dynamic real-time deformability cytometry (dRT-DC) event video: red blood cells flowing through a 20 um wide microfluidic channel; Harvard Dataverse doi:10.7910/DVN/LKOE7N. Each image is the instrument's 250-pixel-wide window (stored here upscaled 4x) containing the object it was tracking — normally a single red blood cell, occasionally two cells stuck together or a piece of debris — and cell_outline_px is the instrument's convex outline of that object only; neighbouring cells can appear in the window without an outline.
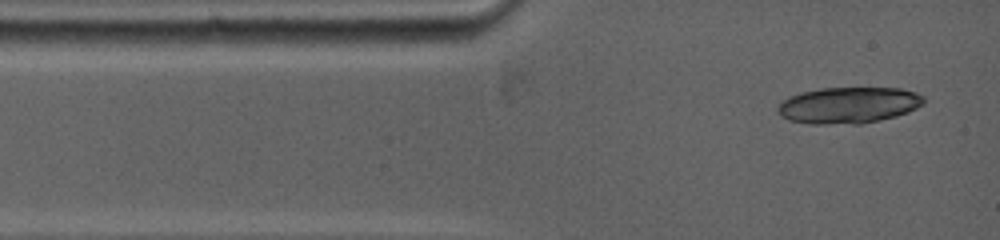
{"species": "common noctule bat (a hibernating species)", "species_latin": "Nyctalus noctula", "temperature_condition": "warm", "stored_images_in_passage": 1, "camera_frame_rate_fps": 5000, "um_per_image_px": 0.085, "animal": {"sex": "female", "body_mass_g": 19.0, "forearm_length_mm": 53.3}, "frame": {"image": 1, "passage_image": 1, "time_ms": 0.0, "image_size_px": [1000, 240], "cell_outline_px": [[924, 104], [908, 112], [896, 116], [880, 120], [860, 124], [812, 124], [788, 120], [780, 116], [776, 112], [776, 108], [788, 96], [800, 92], [820, 88], [900, 88], [916, 92], [924, 96]], "centroid_in_image_um": [72.11, 8.94], "position_along_channel_um": 12.9, "area_um2": 31.21}}